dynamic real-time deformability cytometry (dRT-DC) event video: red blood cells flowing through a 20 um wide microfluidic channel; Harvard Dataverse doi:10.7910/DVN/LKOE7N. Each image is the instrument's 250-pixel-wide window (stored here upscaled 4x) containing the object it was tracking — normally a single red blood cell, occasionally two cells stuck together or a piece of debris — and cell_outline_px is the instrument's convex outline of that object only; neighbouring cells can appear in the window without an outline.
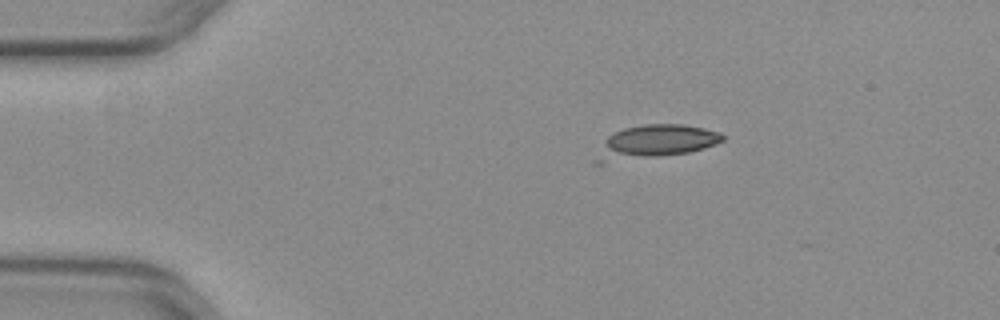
{"species": "common noctule bat (a hibernating species)", "species_latin": "Nyctalus noctula", "temperature_condition": "warm", "stored_images_in_passage": 6, "camera_frame_rate_fps": 3000, "um_per_image_px": 0.085, "animal": {"sex": "female", "body_mass_g": 29.2, "forearm_length_mm": 56.3}, "frame": {"image": 1, "passage_image": 1, "time_ms": 0.0, "image_size_px": [1000, 320], "cell_outline_px": [[724, 140], [716, 144], [704, 148], [688, 152], [604, 164], [592, 164], [592, 160], [604, 140], [608, 136], [624, 128], [644, 124], [684, 124], [704, 128], [720, 132], [724, 136]], "centroid_in_image_um": [55.62, 12.08], "position_along_channel_um": 29.4, "area_um2": 24.91}}